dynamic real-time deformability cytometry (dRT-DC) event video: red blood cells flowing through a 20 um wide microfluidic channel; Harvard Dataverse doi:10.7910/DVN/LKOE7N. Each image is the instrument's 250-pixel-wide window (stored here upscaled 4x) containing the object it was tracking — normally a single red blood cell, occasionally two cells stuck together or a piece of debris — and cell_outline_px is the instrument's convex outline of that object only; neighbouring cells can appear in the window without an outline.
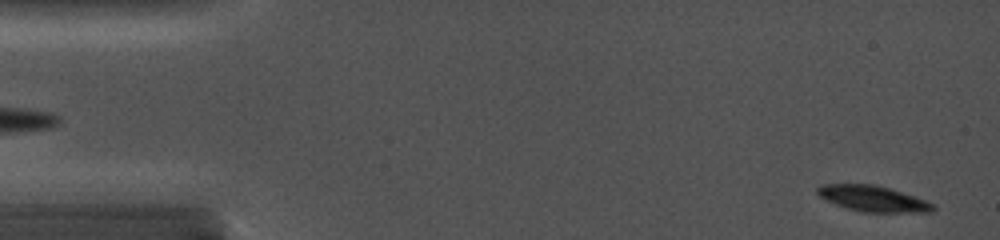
{"species": "common noctule bat (a hibernating species)", "species_latin": "Nyctalus noctula", "temperature_condition": "cold", "stored_images_in_passage": 9, "camera_frame_rate_fps": 5000, "um_per_image_px": 0.085, "animal": {"sex": "female", "body_mass_g": 19.0, "forearm_length_mm": 56.7}, "frame": {"image": 1, "passage_image": 2, "time_ms": 0.6, "image_size_px": [1000, 240], "cell_outline_px": [[936, 208], [932, 212], [860, 212], [836, 204], [820, 196], [816, 192], [816, 188], [820, 184], [872, 184], [888, 188], [936, 204]], "centroid_in_image_um": [74.2, 16.89], "position_along_channel_um": 10.8, "area_um2": 17.17}}